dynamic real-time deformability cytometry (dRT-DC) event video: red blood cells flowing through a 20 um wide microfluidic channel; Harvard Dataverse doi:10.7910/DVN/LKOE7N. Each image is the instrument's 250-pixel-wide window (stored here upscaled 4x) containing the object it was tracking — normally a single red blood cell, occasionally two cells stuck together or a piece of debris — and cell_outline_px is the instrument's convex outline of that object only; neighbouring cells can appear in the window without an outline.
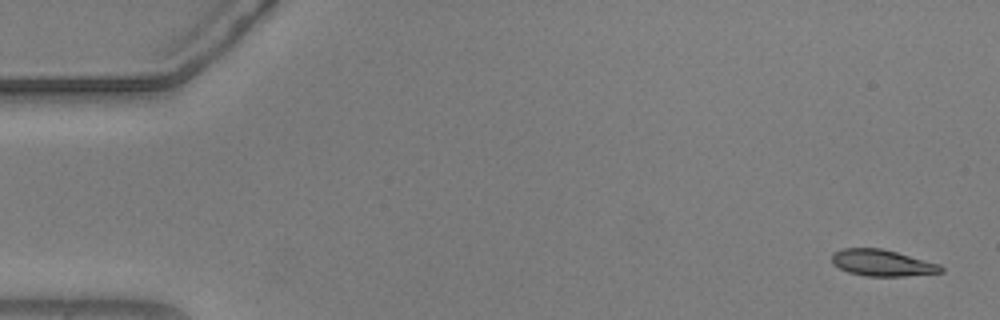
{"species": "common noctule bat (a hibernating species)", "species_latin": "Nyctalus noctula", "temperature_condition": "warm", "stored_images_in_passage": 55, "segment_of_instrument_passage": [1, 2], "camera_frame_rate_fps": 3000, "um_per_image_px": 0.085, "animal": {"sex": "male", "body_mass_g": 20.5, "forearm_length_mm": 52.5}, "frame": {"image": 1, "passage_image": 1, "time_ms": 0.0, "image_size_px": [1000, 320], "cell_outline_px": [[944, 272], [904, 276], [864, 276], [848, 272], [832, 264], [832, 252], [844, 248], [880, 248], [896, 252], [940, 264], [944, 268]], "centroid_in_image_um": [74.97, 22.35], "position_along_channel_um": 10.0, "area_um2": 16.82}}
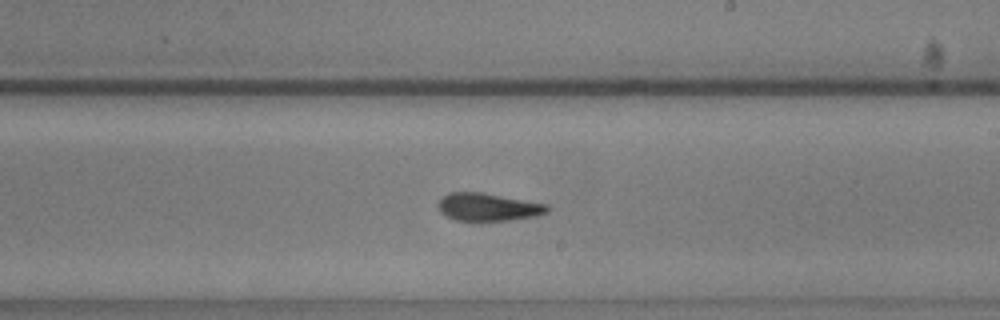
{"frame": {"image": 2, "passage_image": 31, "time_ms": 10.0, "image_size_px": [1000, 320], "cell_outline_px": [[552, 208], [548, 212], [536, 216], [508, 220], [456, 220], [440, 212], [440, 200], [448, 192], [480, 192], [548, 204]], "centroid_in_image_um": [41.55, 17.59], "position_along_channel_um": 247.5, "area_um2": 17.4}}
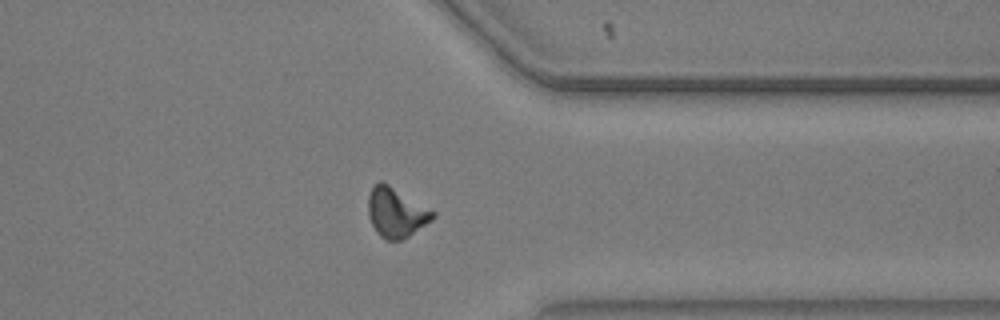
{"frame": {"image": 3, "passage_image": 42, "time_ms": 13.667, "image_size_px": [1000, 320], "cell_outline_px": [[436, 216], [432, 220], [408, 236], [400, 240], [384, 240], [376, 232], [368, 216], [368, 196], [372, 188], [380, 180], [388, 184], [436, 212]], "centroid_in_image_um": [33.66, 18.07], "position_along_channel_um": 377.7, "area_um2": 18.55}}